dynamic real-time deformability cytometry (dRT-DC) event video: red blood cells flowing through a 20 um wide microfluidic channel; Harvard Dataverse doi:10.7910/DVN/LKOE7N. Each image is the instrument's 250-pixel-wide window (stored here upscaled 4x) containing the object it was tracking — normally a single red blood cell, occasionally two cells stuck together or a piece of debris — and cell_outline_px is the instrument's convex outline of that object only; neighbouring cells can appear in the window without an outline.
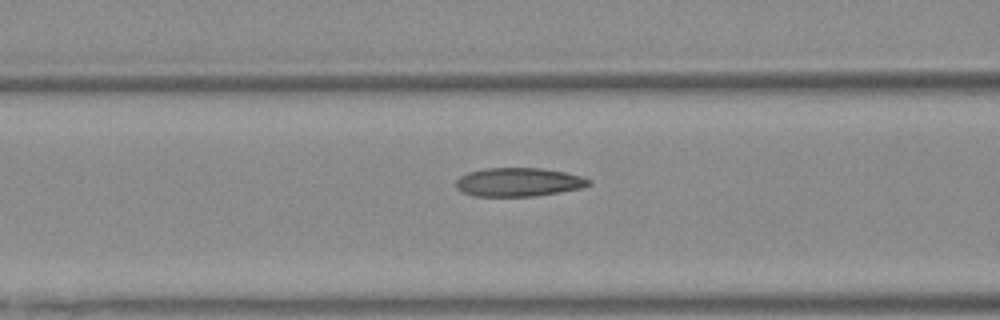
{"species": "Egyptian fruit bat (a non-hibernating species)", "species_latin": "Rousettus aegyptiacus", "temperature_condition": "warm", "stored_images_in_passage": 12, "camera_frame_rate_fps": 3000, "um_per_image_px": 0.085, "animal": {"sex": "female"}, "frame": {"image": 1, "passage_image": 10, "time_ms": 3.0, "image_size_px": [1000, 320], "cell_outline_px": [[592, 184], [580, 188], [560, 192], [532, 196], [472, 196], [460, 192], [456, 188], [456, 180], [460, 176], [468, 172], [484, 168], [540, 168], [564, 172], [580, 176], [592, 180]], "centroid_in_image_um": [44.04, 15.48], "position_along_channel_um": 122.6, "area_um2": 22.25}}